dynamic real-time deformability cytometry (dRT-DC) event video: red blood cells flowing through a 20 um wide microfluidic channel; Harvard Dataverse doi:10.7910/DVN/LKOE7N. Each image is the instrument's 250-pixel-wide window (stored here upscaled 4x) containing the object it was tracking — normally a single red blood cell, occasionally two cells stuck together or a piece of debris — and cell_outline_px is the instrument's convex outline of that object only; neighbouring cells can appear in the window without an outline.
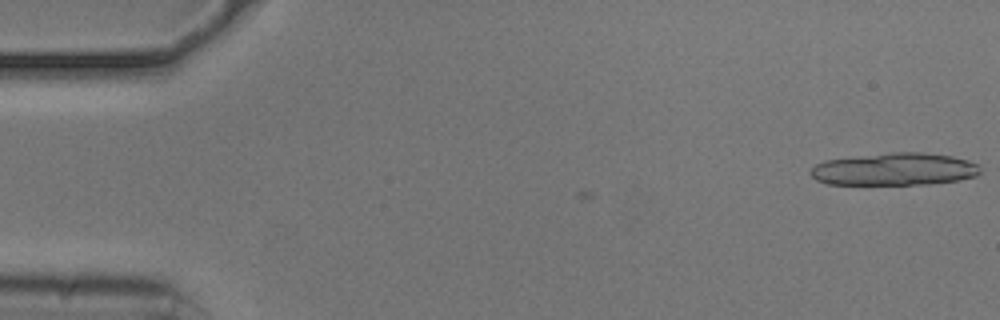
{"species": "common noctule bat (a hibernating species)", "species_latin": "Nyctalus noctula", "temperature_condition": "cold", "stored_images_in_passage": 2, "camera_frame_rate_fps": 3000, "um_per_image_px": 0.085, "animal": {"sex": "male", "body_mass_g": 20.5, "forearm_length_mm": 52.5}, "frame": {"image": 1, "passage_image": 2, "time_ms": 0.333, "image_size_px": [1000, 320], "cell_outline_px": [[980, 172], [976, 176], [956, 180], [928, 184], [828, 184], [816, 180], [808, 172], [816, 164], [824, 160], [892, 152], [924, 152], [952, 156], [968, 160], [976, 164], [980, 168]], "centroid_in_image_um": [76.01, 14.38], "position_along_channel_um": 9.0, "area_um2": 32.02}}